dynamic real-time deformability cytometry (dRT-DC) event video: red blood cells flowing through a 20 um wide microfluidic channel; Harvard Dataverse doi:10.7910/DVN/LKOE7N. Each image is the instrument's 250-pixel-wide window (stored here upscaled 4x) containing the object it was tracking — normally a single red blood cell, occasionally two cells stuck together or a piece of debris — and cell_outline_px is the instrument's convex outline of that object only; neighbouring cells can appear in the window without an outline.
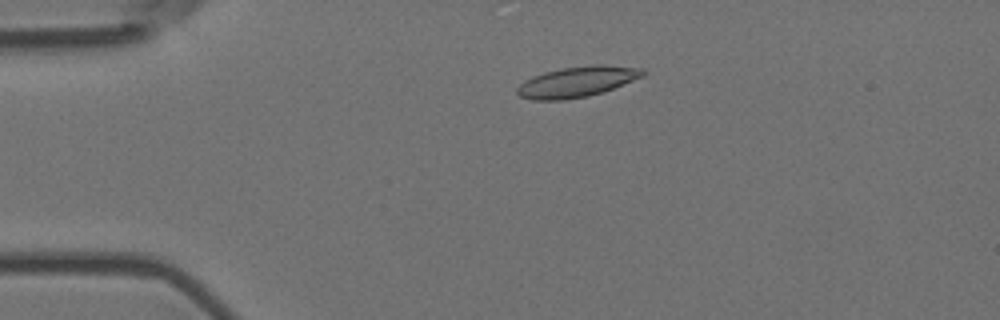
{"species": "Egyptian fruit bat (a non-hibernating species)", "species_latin": "Rousettus aegyptiacus", "temperature_condition": "room temperature", "stored_images_in_passage": 45, "camera_frame_rate_fps": 3000, "um_per_image_px": 0.085, "animal": {"sex": "female"}, "frame": {"image": 1, "passage_image": 1, "time_ms": 0.0, "image_size_px": [1000, 320], "cell_outline_px": [[648, 72], [644, 76], [604, 92], [588, 96], [564, 100], [532, 100], [520, 96], [516, 92], [516, 88], [524, 80], [532, 76], [544, 72], [564, 68], [592, 64], [600, 64], [644, 68]], "centroid_in_image_um": [49.08, 6.95], "position_along_channel_um": 35.9, "area_um2": 22.66}}
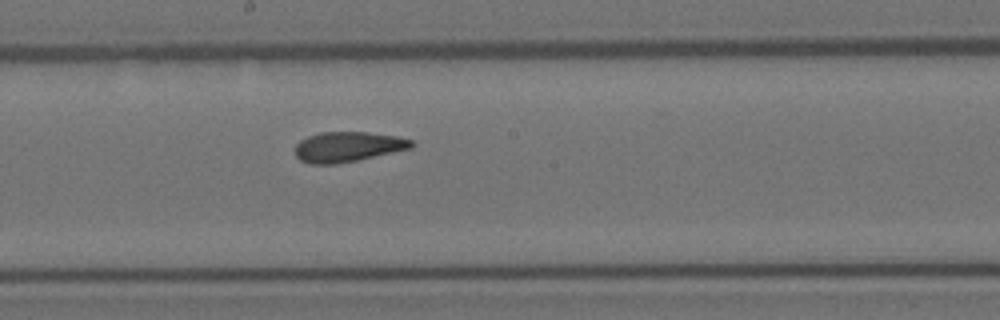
{"frame": {"image": 2, "passage_image": 19, "time_ms": 6.0, "image_size_px": [1000, 320], "cell_outline_px": [[416, 144], [412, 148], [356, 160], [336, 164], [308, 164], [300, 160], [296, 156], [296, 144], [300, 140], [308, 136], [320, 132], [368, 132], [396, 136], [412, 140]], "centroid_in_image_um": [29.56, 12.47], "position_along_channel_um": 218.6, "area_um2": 20.4}}
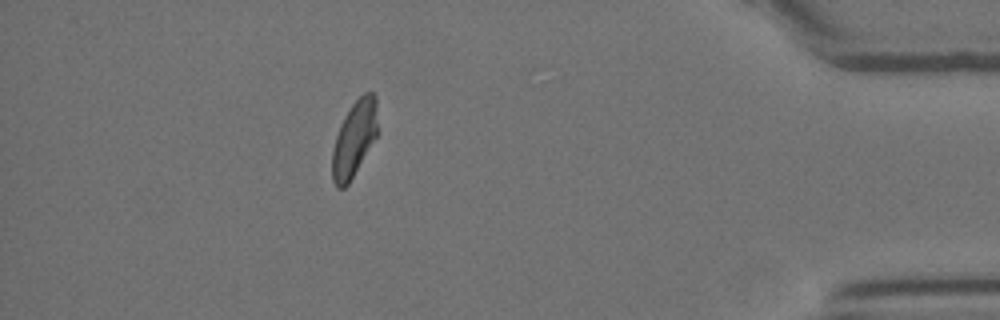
{"frame": {"image": 3, "passage_image": 38, "time_ms": 12.333, "image_size_px": [1000, 320], "cell_outline_px": [[376, 136], [348, 184], [344, 188], [336, 188], [332, 180], [332, 148], [340, 124], [344, 116], [352, 104], [364, 92], [372, 92], [376, 96]], "centroid_in_image_um": [30.07, 11.8], "position_along_channel_um": 405.1, "area_um2": 19.71}, "authors_computed_cell_mechanics": {"area_um2": 20.6924, "velocity_mm_per_s": 3.6968, "shape_relaxation_time_tau1_ms": 6.8374, "shape_relaxation_time_tau2_ms": 2.0865, "deformation_change_tau1": 0.1804, "deformation_change_tau2": 0.0786}}